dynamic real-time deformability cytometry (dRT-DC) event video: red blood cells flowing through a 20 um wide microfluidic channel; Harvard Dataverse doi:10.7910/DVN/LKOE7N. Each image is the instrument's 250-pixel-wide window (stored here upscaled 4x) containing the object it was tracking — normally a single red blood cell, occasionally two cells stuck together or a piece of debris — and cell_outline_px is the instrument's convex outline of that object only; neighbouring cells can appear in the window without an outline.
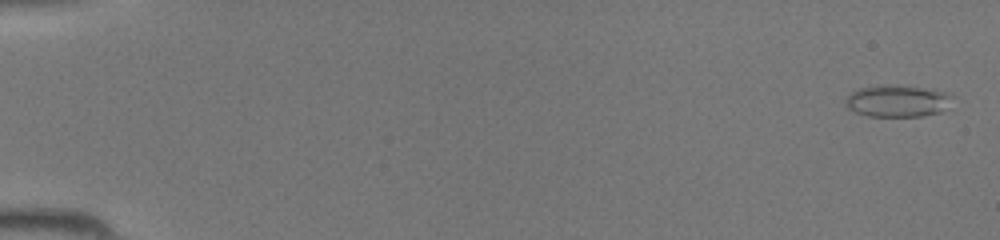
{"species": "common noctule bat (a hibernating species)", "species_latin": "Nyctalus noctula", "temperature_condition": "room temperature", "stored_images_in_passage": 45, "camera_frame_rate_fps": 3000, "um_per_image_px": 0.085, "animal": {"sex": "female", "body_mass_g": 19.5, "forearm_length_mm": 54.1}, "frame": {"image": 1, "passage_image": 2, "time_ms": 0.333, "image_size_px": [1000, 240], "cell_outline_px": [[952, 96], [940, 112], [920, 116], [868, 116], [856, 112], [848, 108], [844, 104], [844, 100], [852, 92], [860, 88], [880, 84], [884, 84], [924, 88], [944, 92]], "centroid_in_image_um": [76.18, 8.58], "position_along_channel_um": 8.8, "area_um2": 19.48}}
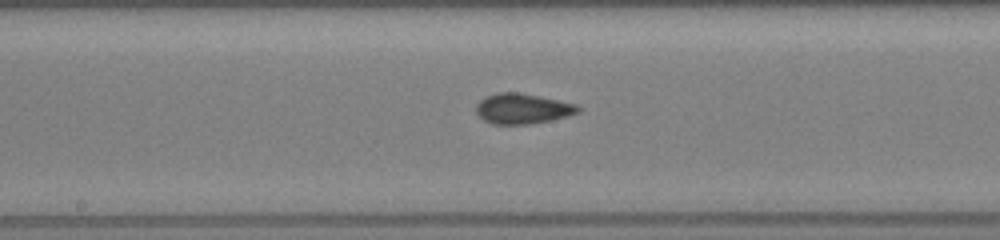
{"frame": {"image": 2, "passage_image": 25, "time_ms": 8.0, "image_size_px": [1000, 240], "cell_outline_px": [[580, 112], [548, 120], [528, 124], [492, 124], [484, 120], [476, 112], [476, 104], [480, 100], [488, 96], [500, 92], [520, 92], [540, 96], [576, 104], [580, 108]], "centroid_in_image_um": [44.39, 9.23], "position_along_channel_um": 203.8, "area_um2": 17.74}}
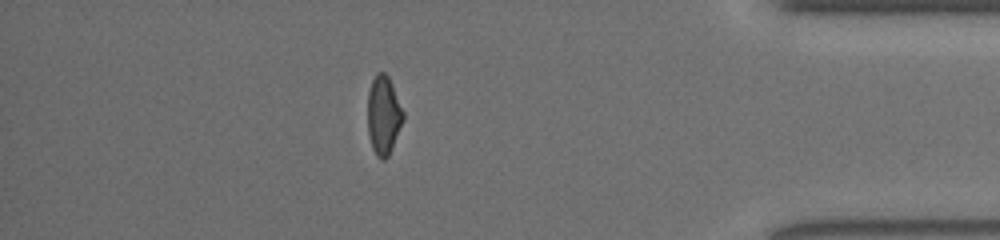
{"frame": {"image": 3, "passage_image": 40, "time_ms": 13.0, "image_size_px": [1000, 240], "cell_outline_px": [[404, 120], [388, 156], [384, 160], [380, 160], [376, 156], [372, 148], [368, 132], [368, 92], [372, 80], [376, 72], [384, 72], [388, 76], [392, 84], [404, 112]], "centroid_in_image_um": [32.6, 9.79], "position_along_channel_um": 402.6, "area_um2": 16.36}}